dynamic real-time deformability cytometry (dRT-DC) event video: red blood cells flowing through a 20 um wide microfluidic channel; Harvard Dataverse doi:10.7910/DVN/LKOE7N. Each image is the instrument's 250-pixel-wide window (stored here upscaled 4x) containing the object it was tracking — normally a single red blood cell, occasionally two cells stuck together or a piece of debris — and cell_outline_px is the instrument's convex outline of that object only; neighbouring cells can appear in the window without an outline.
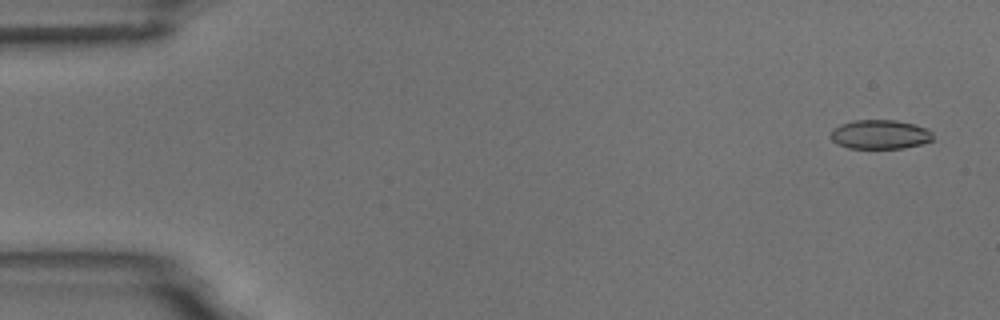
{"species": "common noctule bat (a hibernating species)", "species_latin": "Nyctalus noctula", "temperature_condition": "room temperature", "stored_images_in_passage": 4, "camera_frame_rate_fps": 3000, "um_per_image_px": 0.085, "animal": {"sex": "male", "body_mass_g": 18.8}, "frame": {"image": 1, "passage_image": 1, "time_ms": 0.0, "image_size_px": [1000, 320], "cell_outline_px": [[932, 140], [920, 144], [904, 148], [848, 148], [836, 144], [828, 136], [832, 128], [840, 124], [852, 120], [896, 120], [916, 124], [928, 128], [932, 132]], "centroid_in_image_um": [74.76, 11.42], "position_along_channel_um": 10.2, "area_um2": 17.69}}
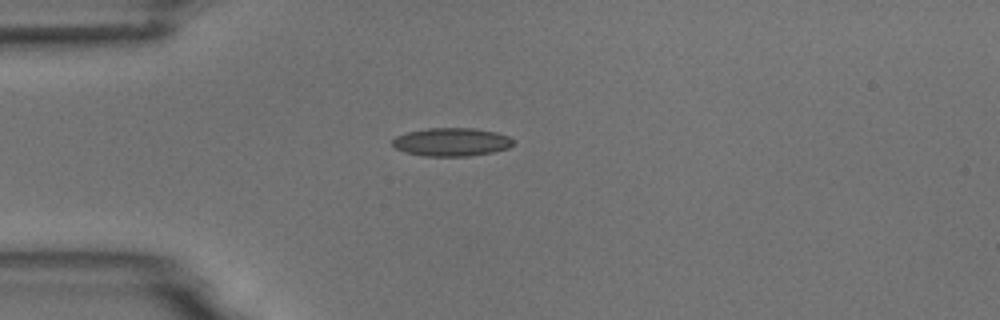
{"frame": {"image": 2, "passage_image": 4, "time_ms": 4.0, "image_size_px": [1000, 320], "cell_outline_px": [[516, 144], [508, 148], [492, 152], [468, 156], [424, 156], [404, 152], [396, 148], [392, 144], [392, 140], [396, 136], [408, 132], [428, 128], [472, 128], [496, 132], [508, 136]], "centroid_in_image_um": [38.38, 12.07], "position_along_channel_um": 46.6, "area_um2": 19.88}}